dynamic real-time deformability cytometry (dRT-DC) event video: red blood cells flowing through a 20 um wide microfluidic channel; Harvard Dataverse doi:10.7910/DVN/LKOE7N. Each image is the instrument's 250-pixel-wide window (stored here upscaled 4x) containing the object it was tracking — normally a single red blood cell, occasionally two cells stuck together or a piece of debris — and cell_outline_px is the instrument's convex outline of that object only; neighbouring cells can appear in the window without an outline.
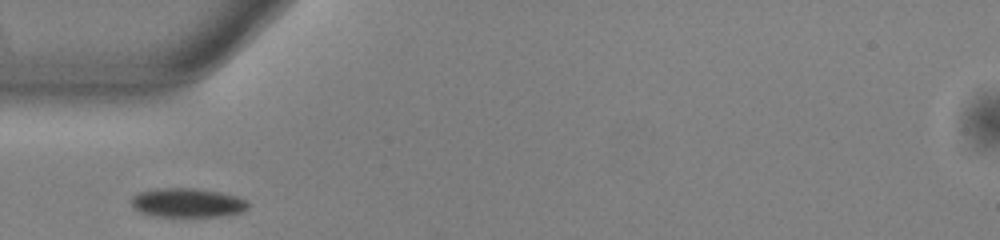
{"species": "common noctule bat (a hibernating species)", "species_latin": "Nyctalus noctula", "temperature_condition": "warm", "stored_images_in_passage": 27, "camera_frame_rate_fps": 3000, "um_per_image_px": 0.085, "animal": {"sex": "male", "body_mass_g": 13.0, "forearm_length_mm": 53.1}, "frame": {"image": 1, "passage_image": 1, "time_ms": 0.0, "image_size_px": [1000, 240], "cell_outline_px": [[248, 208], [240, 212], [220, 216], [152, 216], [140, 212], [132, 204], [132, 196], [140, 192], [152, 188], [196, 188], [220, 192], [236, 196], [244, 200], [248, 204]], "centroid_in_image_um": [15.9, 17.22], "position_along_channel_um": 69.1, "area_um2": 19.65}}
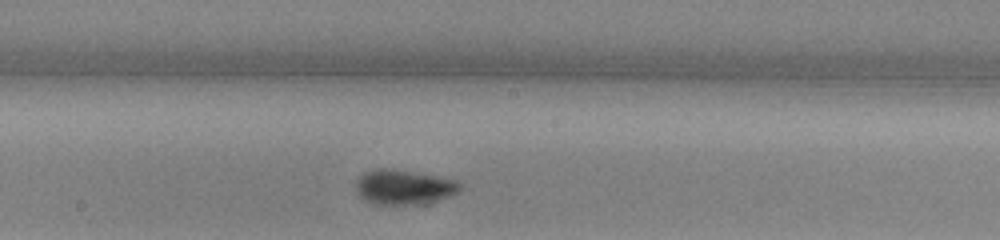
{"frame": {"image": 2, "passage_image": 12, "time_ms": 3.667, "image_size_px": [1000, 240], "cell_outline_px": [[460, 188], [456, 192], [448, 196], [424, 204], [372, 204], [364, 200], [356, 192], [356, 180], [364, 172], [380, 168], [396, 168], [456, 180], [460, 184]], "centroid_in_image_um": [34.27, 15.89], "position_along_channel_um": 213.9, "area_um2": 21.1}}
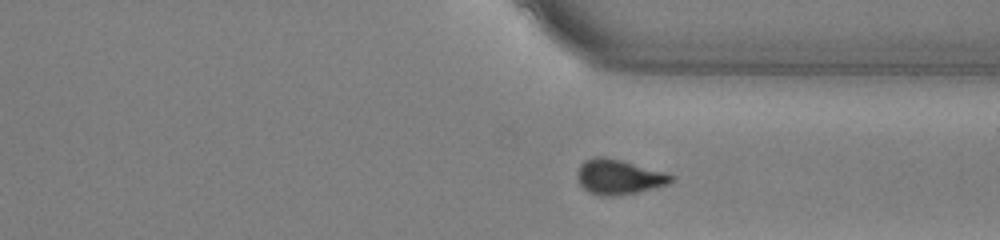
{"frame": {"image": 3, "passage_image": 23, "time_ms": 7.333, "image_size_px": [1000, 240], "cell_outline_px": [[676, 176], [668, 184], [636, 192], [612, 196], [604, 196], [588, 192], [580, 184], [576, 176], [576, 172], [580, 164], [584, 160], [596, 156], [604, 156], [620, 160], [664, 172]], "centroid_in_image_um": [52.55, 15.03], "position_along_channel_um": 358.9, "area_um2": 18.96}, "authors_computed_cell_mechanics": {"area_um2": 19.5364, "velocity_mm_per_s": 3.9462, "shape_relaxation_time_tau1_ms": 2.1713, "shape_relaxation_time_tau2_ms": null, "deformation_change_tau1": 0.098, "deformation_change_tau2": null}}